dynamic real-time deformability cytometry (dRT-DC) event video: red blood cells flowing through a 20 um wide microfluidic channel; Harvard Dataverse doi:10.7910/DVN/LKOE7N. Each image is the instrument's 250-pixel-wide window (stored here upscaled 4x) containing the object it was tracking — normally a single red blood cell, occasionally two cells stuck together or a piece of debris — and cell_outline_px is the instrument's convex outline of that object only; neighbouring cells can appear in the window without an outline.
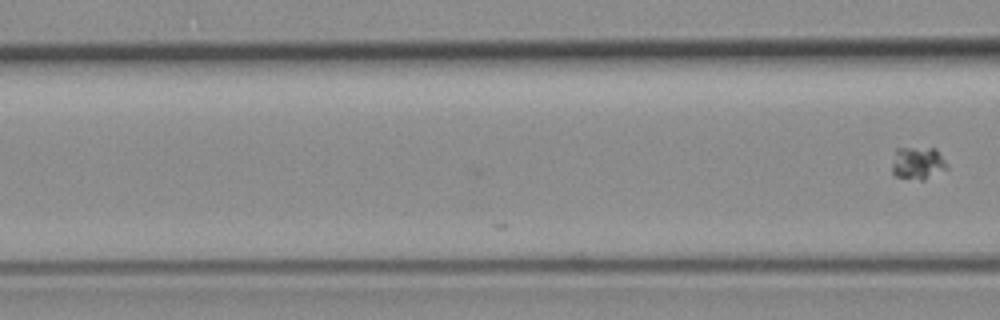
{"species": "common noctule bat (a hibernating species)", "species_latin": "Nyctalus noctula", "temperature_condition": "room temperature", "stored_images_in_passage": 3, "camera_frame_rate_fps": 3000, "um_per_image_px": 0.085, "animal": {"sex": "female", "body_mass_g": 19.3, "forearm_length_mm": 54.1}, "frame": {"image": 1, "passage_image": 3, "time_ms": 0.667, "image_size_px": [1000, 320], "cell_outline_px": [[948, 168], [924, 180], [920, 180], [896, 176], [892, 172], [892, 164], [896, 148], [936, 148], [944, 160]], "centroid_in_image_um": [78.0, 13.86], "position_along_channel_um": 88.6, "area_um2": 10.35}}